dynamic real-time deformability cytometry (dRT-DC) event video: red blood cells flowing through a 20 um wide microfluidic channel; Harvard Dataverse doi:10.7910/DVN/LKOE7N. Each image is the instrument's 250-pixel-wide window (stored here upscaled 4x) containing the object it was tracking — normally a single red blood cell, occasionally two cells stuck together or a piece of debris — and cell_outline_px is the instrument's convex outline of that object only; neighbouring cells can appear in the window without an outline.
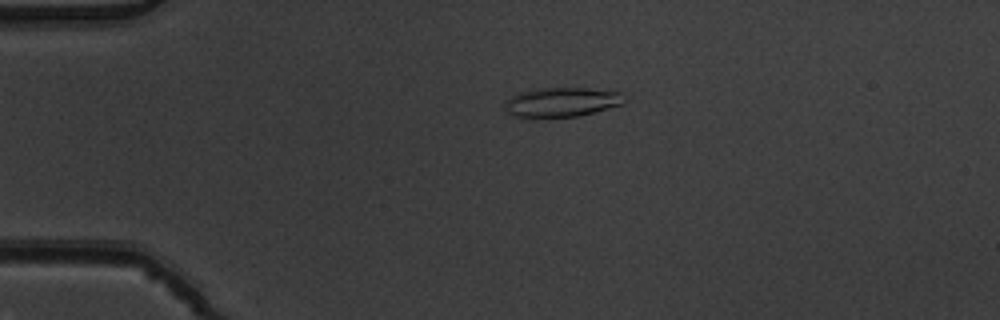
{"species": "common noctule bat (a hibernating species)", "species_latin": "Nyctalus noctula", "temperature_condition": "warm", "stored_images_in_passage": 6, "camera_frame_rate_fps": 3000, "um_per_image_px": 0.085, "animal": {"sex": "male", "body_mass_g": 19.5, "forearm_length_mm": 54.6}, "frame": {"image": 1, "passage_image": 4, "time_ms": 1.0, "image_size_px": [1000, 320], "cell_outline_px": [[624, 104], [580, 116], [516, 116], [508, 112], [504, 108], [504, 104], [512, 96], [520, 92], [544, 88], [588, 88], [620, 92], [624, 100]], "centroid_in_image_um": [47.79, 8.67], "position_along_channel_um": 37.2, "area_um2": 20.0}}
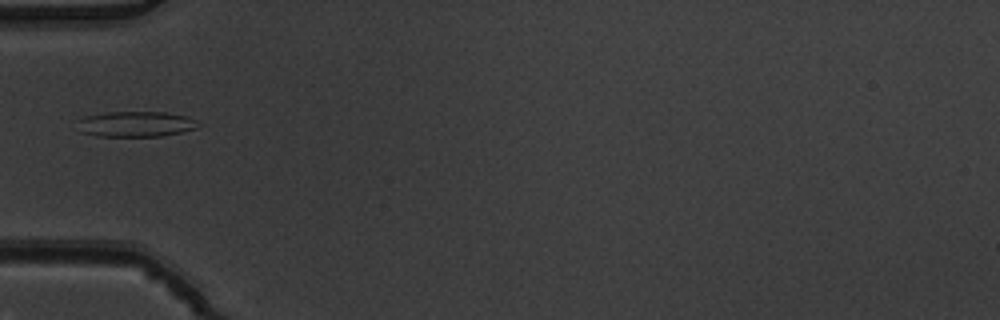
{"frame": {"image": 2, "passage_image": 5, "time_ms": 1.333, "image_size_px": [1000, 320], "cell_outline_px": [[204, 124], [196, 128], [180, 132], [160, 136], [96, 136], [80, 132], [76, 120], [84, 116], [108, 112], [164, 112], [188, 116]], "centroid_in_image_um": [11.54, 10.54], "position_along_channel_um": 73.5, "area_um2": 18.15}}